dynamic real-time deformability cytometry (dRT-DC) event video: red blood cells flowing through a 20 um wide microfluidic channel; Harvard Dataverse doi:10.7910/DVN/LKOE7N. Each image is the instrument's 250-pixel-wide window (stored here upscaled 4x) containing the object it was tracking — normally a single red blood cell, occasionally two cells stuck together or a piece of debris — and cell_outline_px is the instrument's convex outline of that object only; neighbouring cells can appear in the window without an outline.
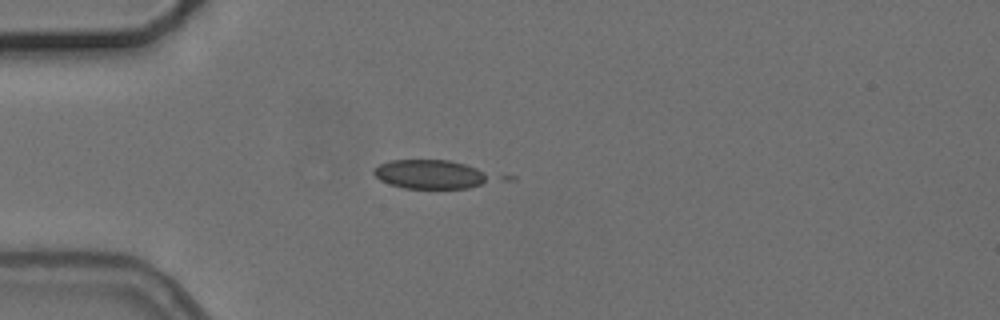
{"species": "common noctule bat (a hibernating species)", "species_latin": "Nyctalus noctula", "temperature_condition": "cold", "stored_images_in_passage": 5, "camera_frame_rate_fps": 3000, "um_per_image_px": 0.085, "animal": {"sex": "female", "body_mass_g": 24.6, "forearm_length_mm": 56.2}, "frame": {"image": 1, "passage_image": 1, "time_ms": 0.0, "image_size_px": [1000, 320], "cell_outline_px": [[492, 176], [488, 180], [480, 184], [468, 188], [404, 188], [388, 184], [380, 180], [372, 172], [372, 168], [388, 160], [448, 160], [464, 164], [476, 168]], "centroid_in_image_um": [36.49, 14.81], "position_along_channel_um": 48.5, "area_um2": 19.59}}
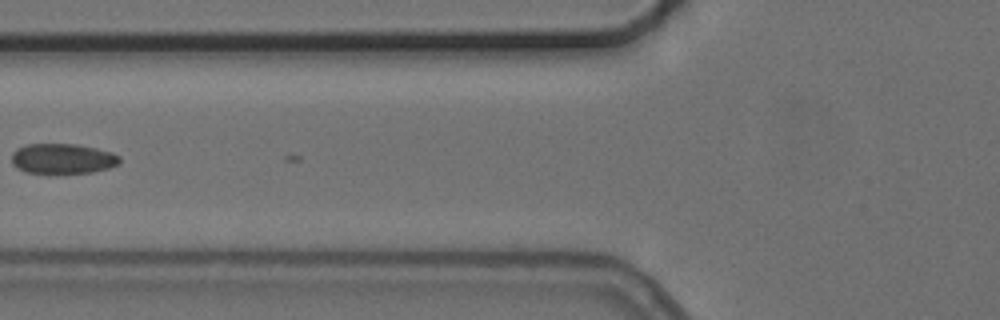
{"frame": {"image": 2, "passage_image": 3, "time_ms": 2.333, "image_size_px": [1000, 320], "cell_outline_px": [[120, 160], [116, 164], [108, 168], [92, 172], [24, 172], [16, 168], [12, 164], [12, 152], [16, 148], [28, 144], [76, 144], [96, 148], [112, 152], [120, 156]], "centroid_in_image_um": [5.29, 13.47], "position_along_channel_um": 120.5, "area_um2": 18.79}}
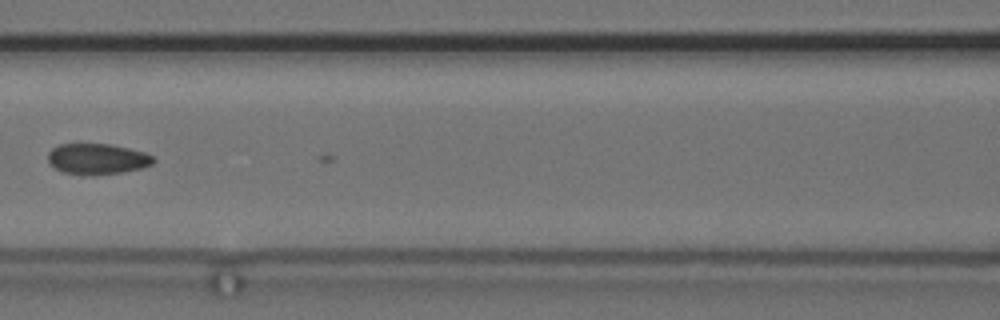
{"frame": {"image": 3, "passage_image": 4, "time_ms": 3.333, "image_size_px": [1000, 320], "cell_outline_px": [[156, 160], [152, 164], [140, 168], [120, 172], [92, 176], [64, 172], [56, 168], [48, 160], [48, 152], [52, 148], [60, 144], [112, 144], [144, 152], [152, 156]], "centroid_in_image_um": [8.27, 13.5], "position_along_channel_um": 158.3, "area_um2": 18.79}}